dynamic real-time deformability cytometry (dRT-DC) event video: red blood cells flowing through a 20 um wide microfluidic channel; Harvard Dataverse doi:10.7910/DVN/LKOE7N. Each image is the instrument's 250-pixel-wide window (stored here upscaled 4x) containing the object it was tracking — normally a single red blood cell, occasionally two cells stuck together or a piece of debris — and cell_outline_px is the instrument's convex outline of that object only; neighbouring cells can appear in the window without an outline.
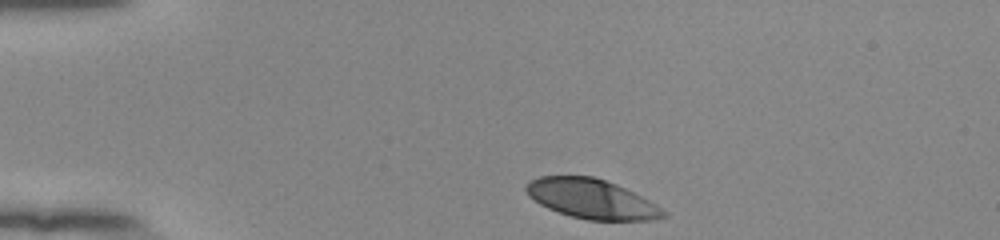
{"species": "human", "species_latin": "Homo sapiens", "temperature_condition": "room temperature", "stored_images_in_passage": 36, "camera_frame_rate_fps": 3000, "um_per_image_px": 0.085, "donor": {"sex": "female"}, "frame": {"image": 1, "passage_image": 1, "time_ms": 0.0, "image_size_px": [1000, 240], "cell_outline_px": [[668, 216], [652, 220], [588, 220], [572, 216], [548, 208], [540, 204], [528, 196], [524, 188], [532, 180], [540, 176], [592, 176], [616, 184], [656, 204], [668, 212]], "centroid_in_image_um": [50.3, 16.91], "position_along_channel_um": 34.7, "area_um2": 31.33}}
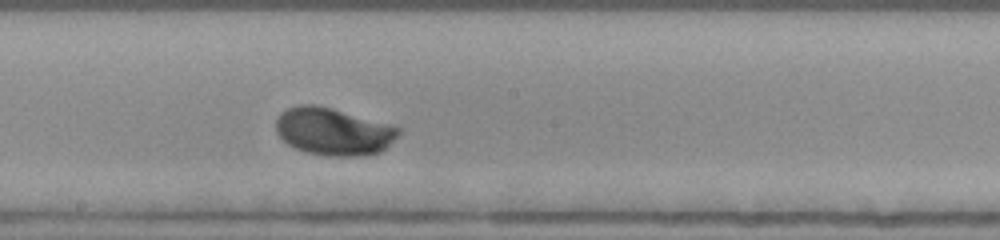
{"frame": {"image": 2, "passage_image": 20, "time_ms": 6.333, "image_size_px": [1000, 240], "cell_outline_px": [[400, 132], [380, 152], [364, 156], [324, 156], [308, 152], [296, 148], [288, 144], [276, 132], [276, 120], [280, 112], [288, 108], [300, 104], [316, 104], [332, 108], [392, 124], [400, 128]], "centroid_in_image_um": [28.32, 11.16], "position_along_channel_um": 219.9, "area_um2": 33.87}}
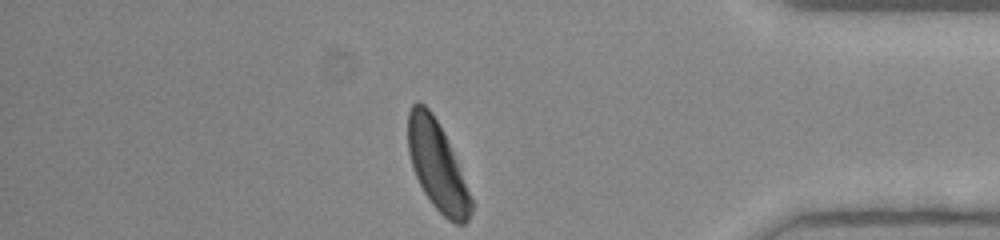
{"frame": {"image": 3, "passage_image": 36, "time_ms": 11.667, "image_size_px": [1000, 240], "cell_outline_px": [[472, 208], [468, 220], [464, 224], [456, 224], [448, 220], [432, 204], [424, 192], [416, 176], [408, 152], [408, 112], [412, 104], [416, 100], [424, 104], [432, 112], [456, 160], [472, 200]], "centroid_in_image_um": [37.13, 14.09], "position_along_channel_um": 398.1, "area_um2": 31.85}, "authors_computed_cell_mechanics": {"area_um2": 32.3969, "velocity_mm_per_s": 3.8312, "shape_relaxation_time_tau1_ms": 3.6184, "shape_relaxation_time_tau2_ms": null, "deformation_change_tau1": 0.2149, "deformation_change_tau2": null}}